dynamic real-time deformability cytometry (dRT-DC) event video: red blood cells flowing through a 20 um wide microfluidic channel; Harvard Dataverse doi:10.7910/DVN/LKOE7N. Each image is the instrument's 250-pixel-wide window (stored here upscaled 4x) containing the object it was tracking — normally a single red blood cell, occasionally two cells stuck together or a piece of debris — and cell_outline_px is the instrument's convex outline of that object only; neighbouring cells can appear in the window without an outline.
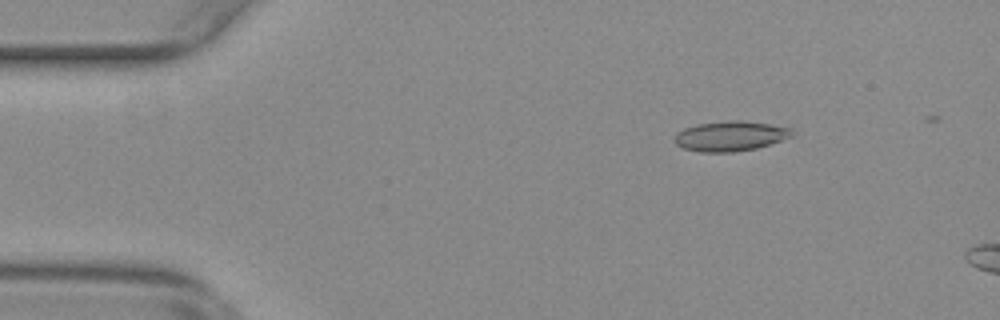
{"species": "common noctule bat (a hibernating species)", "species_latin": "Nyctalus noctula", "temperature_condition": "warm", "stored_images_in_passage": 13, "camera_frame_rate_fps": 3000, "um_per_image_px": 0.085, "animal": {"sex": "female", "body_mass_g": 29.2, "forearm_length_mm": 56.3}, "frame": {"image": 1, "passage_image": 8, "time_ms": 2.333, "image_size_px": [1000, 320], "cell_outline_px": [[796, 132], [792, 136], [756, 148], [732, 152], [700, 152], [684, 148], [676, 144], [676, 132], [684, 128], [696, 124], [732, 120], [744, 120], [792, 128]], "centroid_in_image_um": [62.09, 11.55], "position_along_channel_um": 22.9, "area_um2": 20.4}}